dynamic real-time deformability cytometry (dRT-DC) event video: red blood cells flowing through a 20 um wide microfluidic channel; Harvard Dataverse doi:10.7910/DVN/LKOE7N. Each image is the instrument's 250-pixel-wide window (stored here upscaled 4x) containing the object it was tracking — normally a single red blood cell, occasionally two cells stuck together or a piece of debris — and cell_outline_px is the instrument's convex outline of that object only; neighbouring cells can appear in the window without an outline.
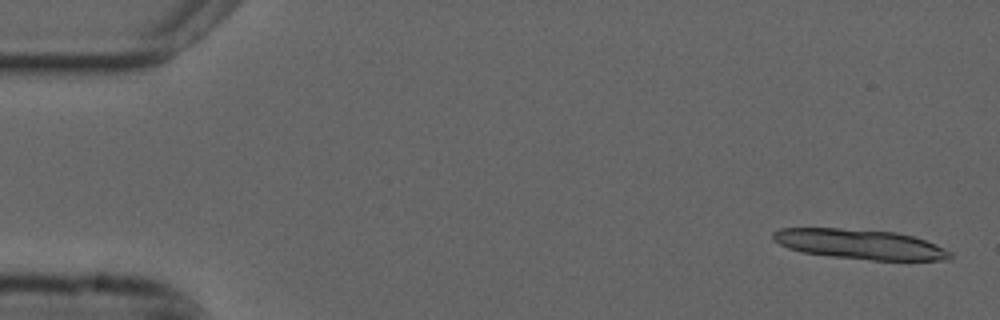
{"species": "common noctule bat (a hibernating species)", "species_latin": "Nyctalus noctula", "temperature_condition": "cold", "stored_images_in_passage": 15, "camera_frame_rate_fps": 3000, "um_per_image_px": 0.085, "animal": {"sex": "male", "forearm_length_mm": 52.5}, "frame": {"image": 1, "passage_image": 2, "time_ms": 0.333, "image_size_px": [1000, 320], "cell_outline_px": [[952, 260], [872, 260], [828, 256], [804, 252], [788, 248], [780, 244], [772, 236], [772, 232], [780, 228], [840, 228], [896, 232], [912, 236], [936, 244], [952, 252]], "centroid_in_image_um": [73.12, 20.76], "position_along_channel_um": 11.9, "area_um2": 30.81}}